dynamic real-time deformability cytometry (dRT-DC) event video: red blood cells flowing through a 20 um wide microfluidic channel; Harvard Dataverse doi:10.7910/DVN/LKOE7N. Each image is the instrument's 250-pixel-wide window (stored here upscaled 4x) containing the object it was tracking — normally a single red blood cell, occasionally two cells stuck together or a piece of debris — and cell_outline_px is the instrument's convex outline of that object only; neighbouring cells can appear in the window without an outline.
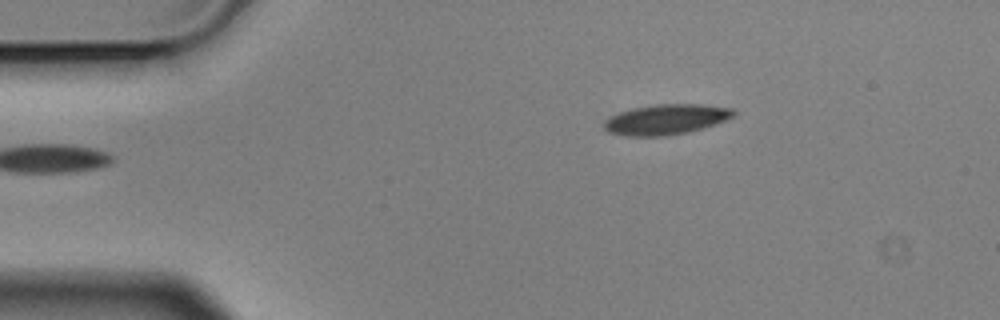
{"species": "Egyptian fruit bat (a non-hibernating species)", "species_latin": "Rousettus aegyptiacus", "temperature_condition": "cold", "stored_images_in_passage": 8, "camera_frame_rate_fps": 3000, "um_per_image_px": 0.085, "animal": {"sex": "male"}, "frame": {"image": 1, "passage_image": 1, "time_ms": 0.0, "image_size_px": [1000, 320], "cell_outline_px": [[736, 112], [732, 116], [724, 120], [688, 132], [664, 136], [624, 136], [608, 132], [604, 128], [604, 120], [608, 116], [632, 108], [656, 104], [704, 104], [732, 108]], "centroid_in_image_um": [56.55, 10.14], "position_along_channel_um": 28.5, "area_um2": 22.77}}
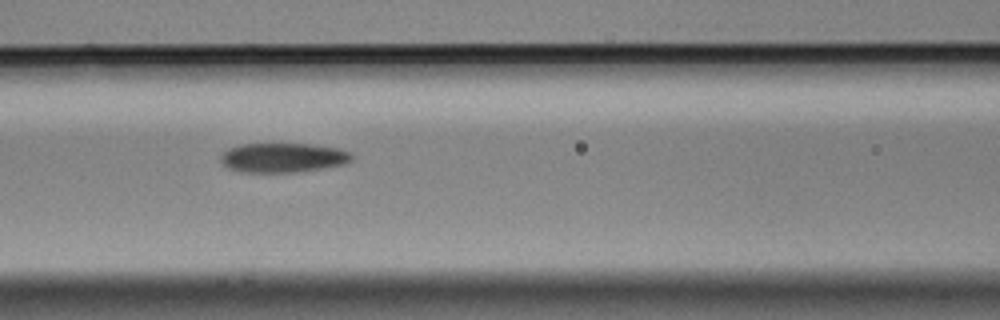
{"frame": {"image": 2, "passage_image": 5, "time_ms": 1.333, "image_size_px": [1000, 320], "cell_outline_px": [[352, 160], [344, 164], [324, 168], [296, 172], [240, 172], [228, 168], [220, 164], [220, 156], [228, 148], [240, 144], [308, 144], [336, 148], [348, 152], [352, 156]], "centroid_in_image_um": [23.99, 13.41], "position_along_channel_um": 142.6, "area_um2": 22.48}}
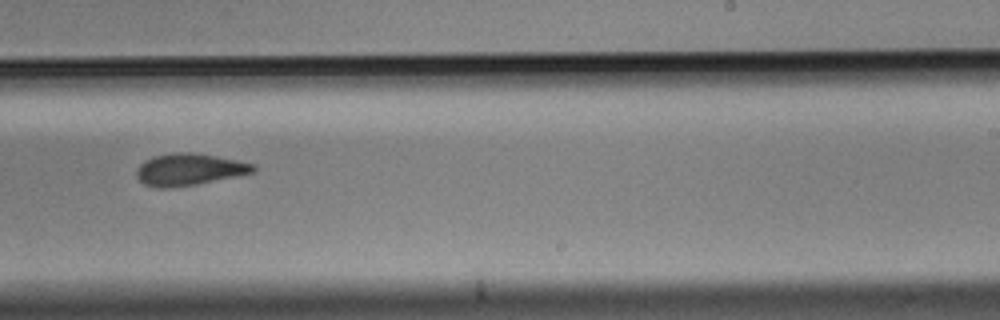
{"frame": {"image": 3, "passage_image": 8, "time_ms": 2.333, "image_size_px": [1000, 320], "cell_outline_px": [[256, 172], [196, 184], [168, 188], [156, 188], [144, 184], [136, 176], [136, 168], [144, 160], [156, 156], [176, 152], [192, 152], [216, 156], [256, 164]], "centroid_in_image_um": [16.08, 14.4], "position_along_channel_um": 272.9, "area_um2": 21.68}}